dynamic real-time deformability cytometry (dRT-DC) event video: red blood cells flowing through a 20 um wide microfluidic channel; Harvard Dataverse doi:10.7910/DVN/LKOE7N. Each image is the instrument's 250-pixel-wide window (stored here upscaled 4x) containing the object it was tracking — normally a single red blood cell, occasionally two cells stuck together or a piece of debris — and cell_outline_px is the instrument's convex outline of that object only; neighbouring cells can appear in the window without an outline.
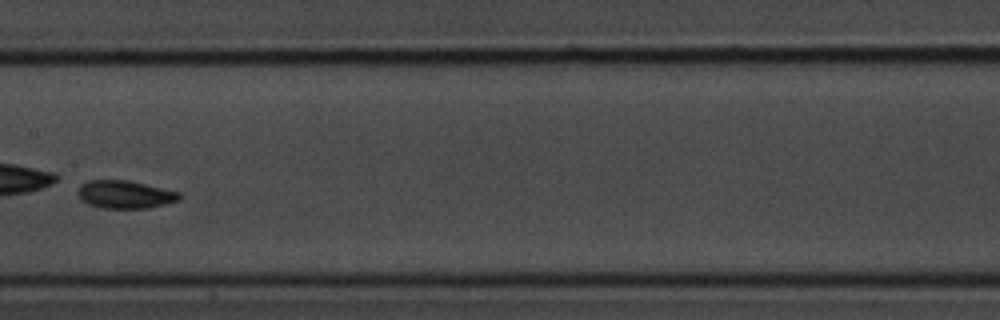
{"species": "common noctule bat (a hibernating species)", "species_latin": "Nyctalus noctula", "temperature_condition": "room temperature", "stored_images_in_passage": 33, "camera_frame_rate_fps": 3000, "um_per_image_px": 0.085, "animal": {"sex": "male", "body_mass_g": 20.1, "forearm_length_mm": 53.5}, "frame": {"image": 1, "passage_image": 15, "time_ms": 4.667, "image_size_px": [1000, 320], "cell_outline_px": [[180, 200], [148, 208], [100, 208], [88, 204], [80, 200], [76, 192], [80, 184], [88, 180], [128, 180], [180, 192]], "centroid_in_image_um": [10.57, 16.53], "position_along_channel_um": 196.8, "area_um2": 16.65}}